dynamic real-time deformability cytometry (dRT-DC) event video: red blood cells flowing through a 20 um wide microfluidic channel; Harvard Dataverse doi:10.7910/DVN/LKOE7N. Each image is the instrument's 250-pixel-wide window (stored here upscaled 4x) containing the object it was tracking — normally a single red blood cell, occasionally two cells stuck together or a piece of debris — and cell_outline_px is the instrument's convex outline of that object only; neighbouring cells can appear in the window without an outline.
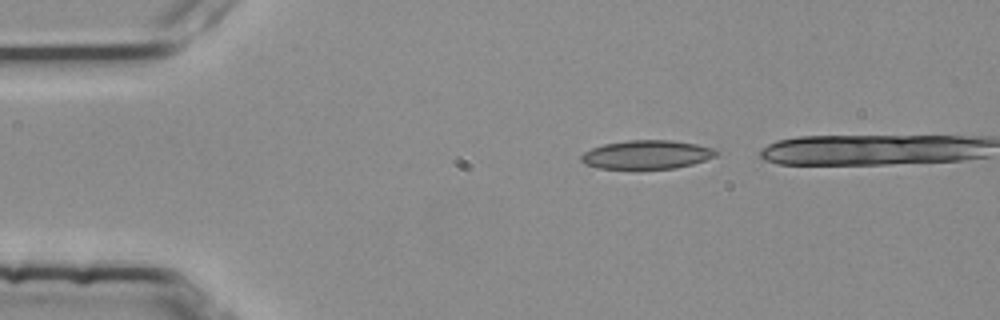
{"species": "common noctule bat (a hibernating species)", "species_latin": "Nyctalus noctula", "temperature_condition": "room temperature", "stored_images_in_passage": 5, "camera_frame_rate_fps": 3000, "um_per_image_px": 0.085, "animal": {"sex": "female", "body_mass_g": 25.1}, "frame": {"image": 1, "passage_image": 1, "time_ms": 0.0, "image_size_px": [1000, 320], "cell_outline_px": [[720, 152], [716, 156], [692, 164], [676, 168], [596, 168], [584, 164], [580, 160], [580, 156], [584, 152], [592, 148], [604, 144], [628, 140], [672, 140], [696, 144], [716, 148]], "centroid_in_image_um": [54.99, 13.13], "position_along_channel_um": 30.0, "area_um2": 22.6}}